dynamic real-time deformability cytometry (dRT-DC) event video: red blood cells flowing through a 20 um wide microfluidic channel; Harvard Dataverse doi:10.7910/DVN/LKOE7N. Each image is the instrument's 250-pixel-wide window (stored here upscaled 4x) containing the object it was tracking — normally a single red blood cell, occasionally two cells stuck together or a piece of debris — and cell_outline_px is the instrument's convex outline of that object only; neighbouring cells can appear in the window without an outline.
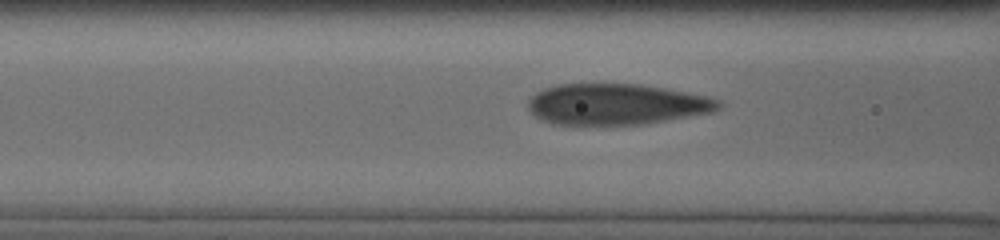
{"species": "human", "species_latin": "Homo sapiens", "temperature_condition": "cold", "stored_images_in_passage": 23, "camera_frame_rate_fps": 3000, "um_per_image_px": 0.085, "donor": {"sex": "male"}, "frame": {"image": 1, "passage_image": 6, "time_ms": 3.0, "image_size_px": [1000, 240], "cell_outline_px": [[724, 104], [720, 108], [712, 112], [640, 124], [552, 124], [536, 116], [528, 108], [528, 100], [536, 92], [544, 88], [556, 84], [640, 84], [688, 92], [708, 96], [720, 100]], "centroid_in_image_um": [52.4, 8.84], "position_along_channel_um": 114.2, "area_um2": 45.26}}
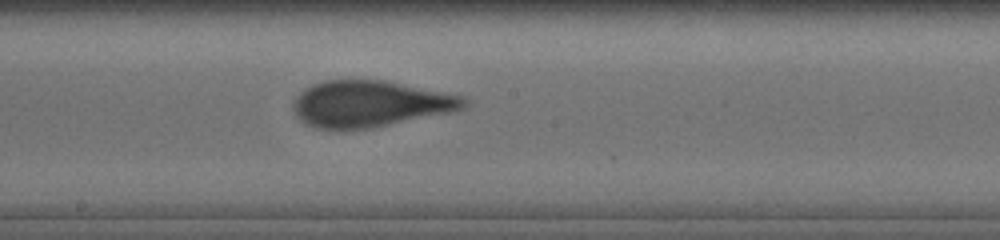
{"frame": {"image": 2, "passage_image": 11, "time_ms": 5.667, "image_size_px": [1000, 240], "cell_outline_px": [[468, 100], [464, 108], [448, 112], [372, 128], [316, 128], [304, 124], [296, 116], [292, 108], [292, 104], [296, 96], [304, 88], [312, 84], [324, 80], [384, 80], [460, 96]], "centroid_in_image_um": [31.36, 8.82], "position_along_channel_um": 216.8, "area_um2": 45.55}}
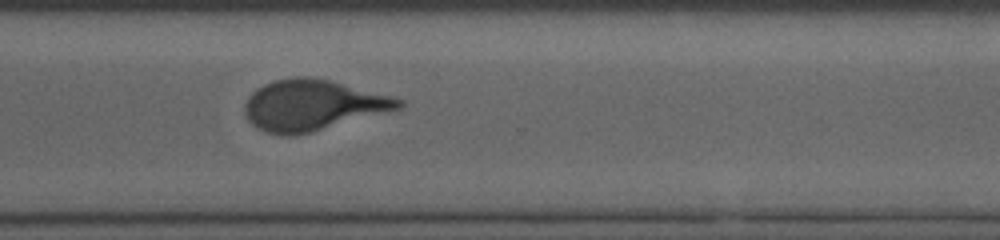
{"frame": {"image": 3, "passage_image": 22, "time_ms": 9.0, "image_size_px": [1000, 240], "cell_outline_px": [[404, 104], [400, 108], [308, 132], [288, 136], [284, 136], [264, 132], [256, 128], [248, 120], [244, 112], [244, 104], [248, 96], [256, 88], [264, 84], [276, 80], [296, 76], [308, 76], [332, 80], [404, 100]], "centroid_in_image_um": [26.49, 8.92], "position_along_channel_um": 344.1, "area_um2": 45.03}}